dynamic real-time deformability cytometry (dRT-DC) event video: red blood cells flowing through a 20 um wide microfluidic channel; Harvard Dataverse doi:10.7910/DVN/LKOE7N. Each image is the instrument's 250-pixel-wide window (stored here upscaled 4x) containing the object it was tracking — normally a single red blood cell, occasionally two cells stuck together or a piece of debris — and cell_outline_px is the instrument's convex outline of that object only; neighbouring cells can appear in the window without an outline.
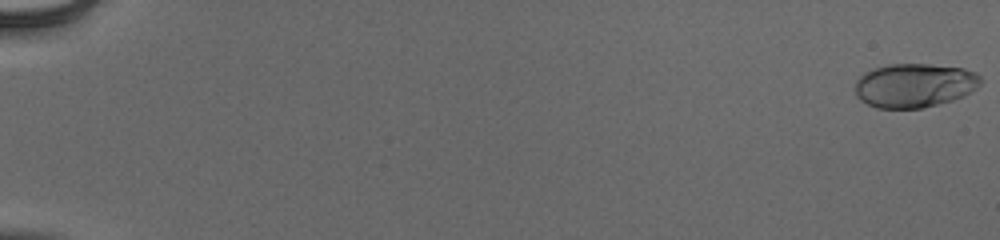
{"species": "human", "species_latin": "Homo sapiens", "temperature_condition": "cold", "stored_images_in_passage": 55, "camera_frame_rate_fps": 3000, "um_per_image_px": 0.085, "donor": {"sex": "male"}, "frame": {"image": 1, "passage_image": 1, "time_ms": 0.0, "image_size_px": [1000, 240], "cell_outline_px": [[980, 84], [976, 88], [964, 96], [952, 100], [920, 108], [876, 108], [860, 100], [856, 96], [856, 80], [864, 72], [872, 68], [888, 64], [928, 64], [964, 68], [976, 72], [980, 76]], "centroid_in_image_um": [77.71, 7.24], "position_along_channel_um": 7.3, "area_um2": 32.25}}
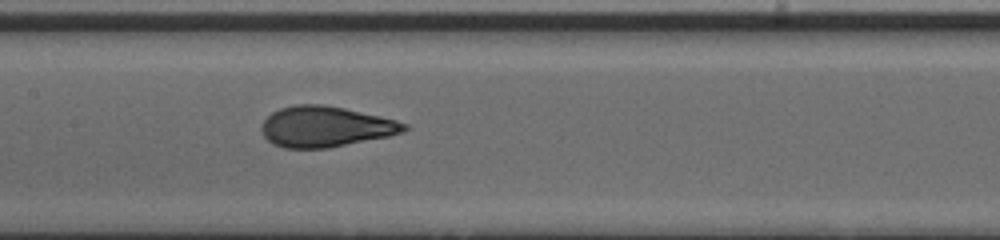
{"frame": {"image": 2, "passage_image": 30, "time_ms": 9.667, "image_size_px": [1000, 240], "cell_outline_px": [[408, 128], [404, 132], [388, 136], [328, 148], [284, 148], [272, 144], [264, 136], [260, 128], [264, 120], [272, 112], [280, 108], [296, 104], [324, 104], [344, 108], [380, 116], [396, 120], [408, 124]], "centroid_in_image_um": [27.65, 10.76], "position_along_channel_um": 179.7, "area_um2": 33.81}}
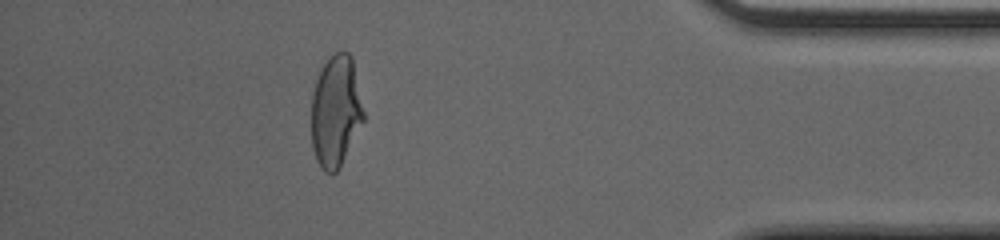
{"frame": {"image": 3, "passage_image": 50, "time_ms": 16.333, "image_size_px": [1000, 240], "cell_outline_px": [[364, 120], [336, 172], [332, 176], [324, 172], [320, 168], [316, 160], [312, 148], [312, 92], [320, 68], [328, 56], [336, 52], [348, 52], [352, 56], [364, 112]], "centroid_in_image_um": [28.52, 9.44], "position_along_channel_um": 406.7, "area_um2": 34.04}, "authors_computed_cell_mechanics": {"area_um2": 33.2928, "velocity_mm_per_s": 3.9383, "shape_relaxation_time_tau1_ms": 4.7264, "shape_relaxation_time_tau2_ms": null, "deformation_change_tau1": 0.2078, "deformation_change_tau2": null}}